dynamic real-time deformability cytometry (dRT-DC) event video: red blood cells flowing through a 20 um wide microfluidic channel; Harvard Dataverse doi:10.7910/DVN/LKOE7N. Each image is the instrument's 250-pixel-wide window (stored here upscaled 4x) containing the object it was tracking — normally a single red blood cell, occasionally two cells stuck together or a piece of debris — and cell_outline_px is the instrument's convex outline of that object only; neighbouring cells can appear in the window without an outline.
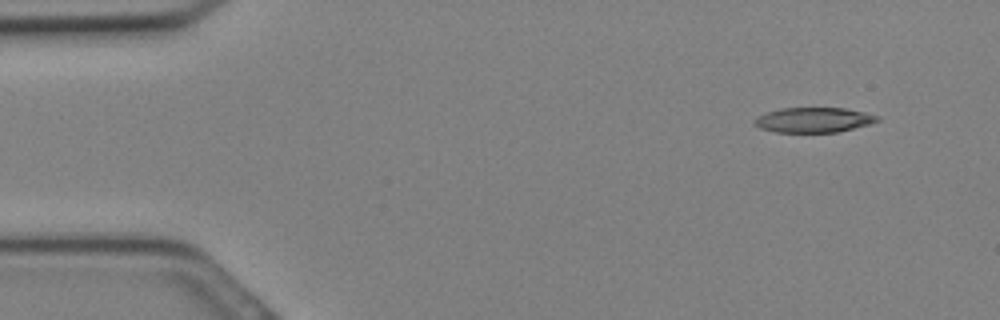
{"species": "Egyptian fruit bat (a non-hibernating species)", "species_latin": "Rousettus aegyptiacus", "temperature_condition": "cold", "stored_images_in_passage": 15, "camera_frame_rate_fps": 3000, "um_per_image_px": 0.085, "animal": {"sex": "female"}, "frame": {"image": 1, "passage_image": 3, "time_ms": 0.667, "image_size_px": [1000, 320], "cell_outline_px": [[880, 120], [868, 124], [836, 132], [776, 132], [760, 128], [752, 124], [752, 120], [756, 116], [780, 108], [844, 108], [864, 112], [880, 116]], "centroid_in_image_um": [69.11, 10.19], "position_along_channel_um": 15.9, "area_um2": 17.86}}
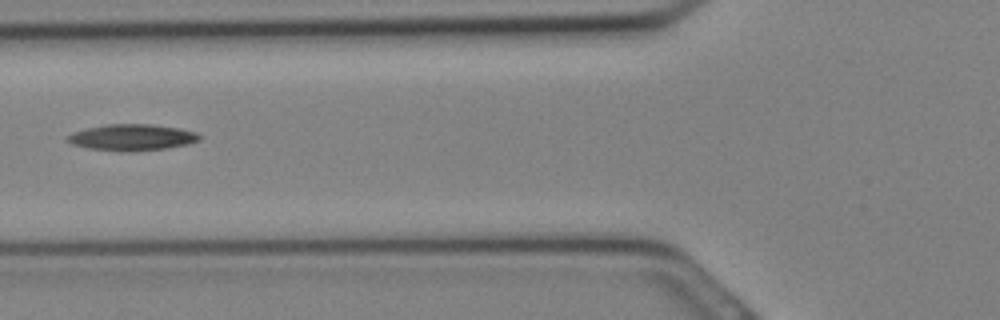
{"frame": {"image": 2, "passage_image": 12, "time_ms": 3.667, "image_size_px": [1000, 320], "cell_outline_px": [[200, 140], [188, 144], [168, 148], [132, 152], [128, 152], [88, 148], [72, 144], [64, 140], [68, 136], [76, 132], [88, 128], [108, 124], [152, 124], [180, 128], [196, 132], [200, 136]], "centroid_in_image_um": [11.26, 11.68], "position_along_channel_um": 114.5, "area_um2": 20.23}}
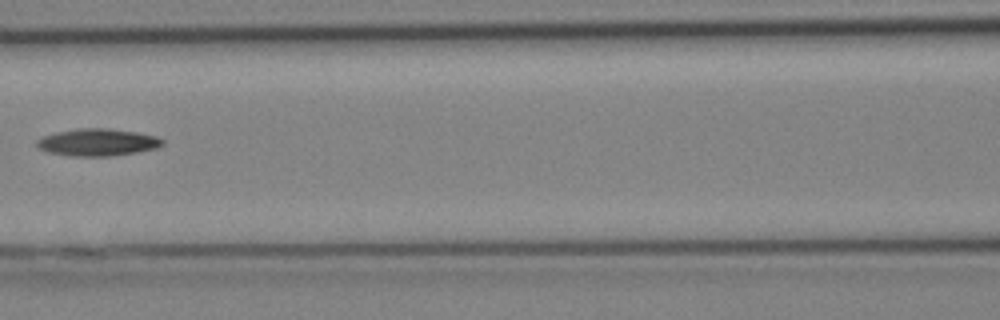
{"frame": {"image": 3, "passage_image": 14, "time_ms": 4.333, "image_size_px": [1000, 320], "cell_outline_px": [[164, 144], [156, 148], [136, 152], [112, 156], [68, 156], [48, 152], [40, 148], [36, 144], [36, 140], [44, 136], [56, 132], [80, 128], [108, 128], [136, 132], [156, 136], [164, 140]], "centroid_in_image_um": [8.3, 12.1], "position_along_channel_um": 158.3, "area_um2": 19.88}}